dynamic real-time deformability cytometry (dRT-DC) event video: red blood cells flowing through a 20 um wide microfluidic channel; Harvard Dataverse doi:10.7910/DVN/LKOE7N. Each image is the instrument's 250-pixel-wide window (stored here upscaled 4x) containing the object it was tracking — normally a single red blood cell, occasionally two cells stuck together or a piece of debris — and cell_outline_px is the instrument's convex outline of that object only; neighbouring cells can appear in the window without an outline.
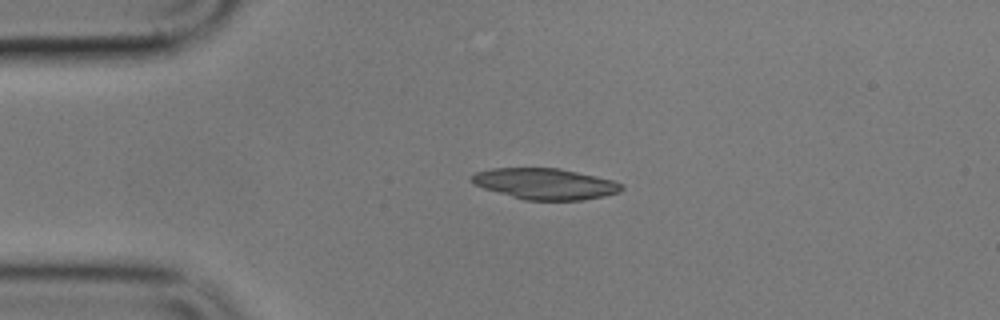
{"species": "common noctule bat (a hibernating species)", "species_latin": "Nyctalus noctula", "temperature_condition": "cold", "stored_images_in_passage": 4, "camera_frame_rate_fps": 3000, "um_per_image_px": 0.085, "animal": {"sex": "male", "body_mass_g": 17.9}, "frame": {"image": 1, "passage_image": 3, "time_ms": 2.333, "image_size_px": [1000, 320], "cell_outline_px": [[624, 188], [620, 192], [604, 196], [584, 200], [524, 200], [484, 188], [472, 184], [468, 176], [476, 172], [492, 168], [560, 168], [596, 176], [612, 180], [624, 184]], "centroid_in_image_um": [46.33, 15.62], "position_along_channel_um": 38.7, "area_um2": 27.28}}